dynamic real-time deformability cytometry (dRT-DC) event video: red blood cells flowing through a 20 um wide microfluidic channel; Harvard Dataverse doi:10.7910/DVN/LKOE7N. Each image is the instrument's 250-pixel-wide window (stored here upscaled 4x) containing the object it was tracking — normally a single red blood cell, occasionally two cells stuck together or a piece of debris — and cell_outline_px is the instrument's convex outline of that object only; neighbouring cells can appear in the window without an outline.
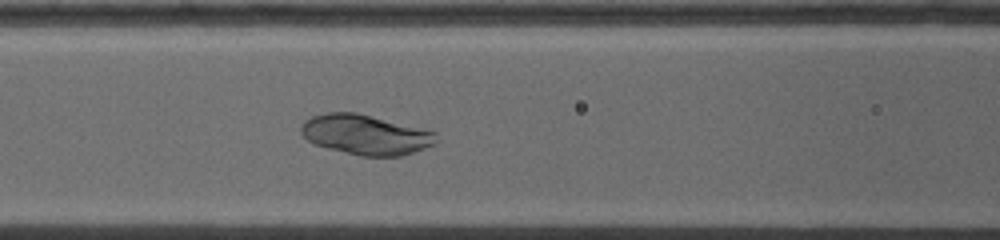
{"species": "common noctule bat (a hibernating species)", "species_latin": "Nyctalus noctula", "temperature_condition": "warm", "stored_images_in_passage": 28, "camera_frame_rate_fps": 5000, "um_per_image_px": 0.085, "animal": {"sex": "female", "body_mass_g": 19.0, "forearm_length_mm": 53.3}, "frame": {"image": 1, "passage_image": 9, "time_ms": 4.2, "image_size_px": [1000, 240], "cell_outline_px": [[436, 144], [404, 156], [360, 156], [328, 148], [316, 144], [308, 140], [300, 132], [300, 124], [304, 120], [312, 116], [324, 112], [356, 112], [436, 132]], "centroid_in_image_um": [31.06, 11.44], "position_along_channel_um": 135.5, "area_um2": 31.5}}
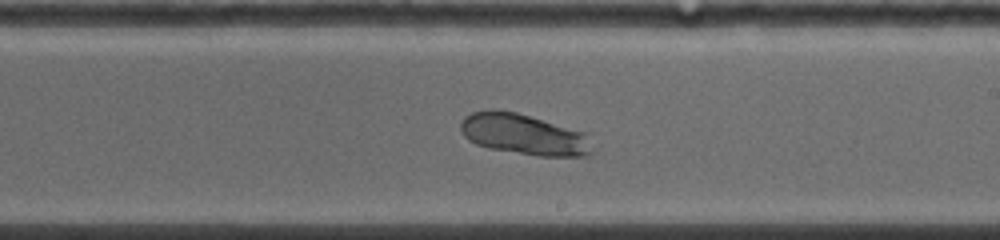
{"frame": {"image": 2, "passage_image": 15, "time_ms": 7.0, "image_size_px": [1000, 240], "cell_outline_px": [[592, 152], [584, 156], [540, 156], [488, 148], [476, 144], [468, 140], [464, 136], [460, 128], [460, 124], [464, 116], [472, 112], [492, 108], [516, 112], [588, 132]], "centroid_in_image_um": [44.52, 11.4], "position_along_channel_um": 244.5, "area_um2": 31.67}}
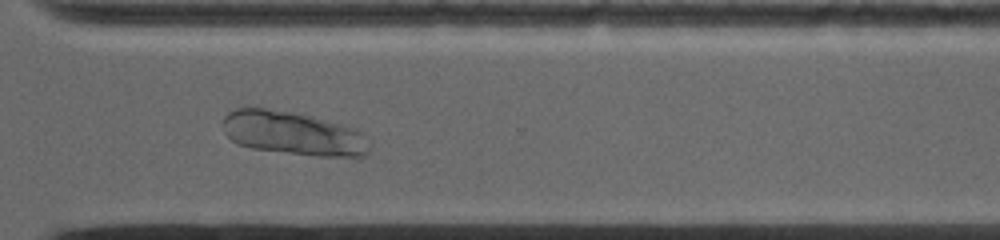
{"frame": {"image": 3, "passage_image": 23, "time_ms": 9.6, "image_size_px": [1000, 240], "cell_outline_px": [[372, 144], [368, 156], [316, 156], [252, 148], [236, 144], [224, 132], [224, 116], [228, 112], [236, 108], [264, 108], [292, 112], [356, 128]], "centroid_in_image_um": [24.94, 11.34], "position_along_channel_um": 345.7, "area_um2": 37.11}}